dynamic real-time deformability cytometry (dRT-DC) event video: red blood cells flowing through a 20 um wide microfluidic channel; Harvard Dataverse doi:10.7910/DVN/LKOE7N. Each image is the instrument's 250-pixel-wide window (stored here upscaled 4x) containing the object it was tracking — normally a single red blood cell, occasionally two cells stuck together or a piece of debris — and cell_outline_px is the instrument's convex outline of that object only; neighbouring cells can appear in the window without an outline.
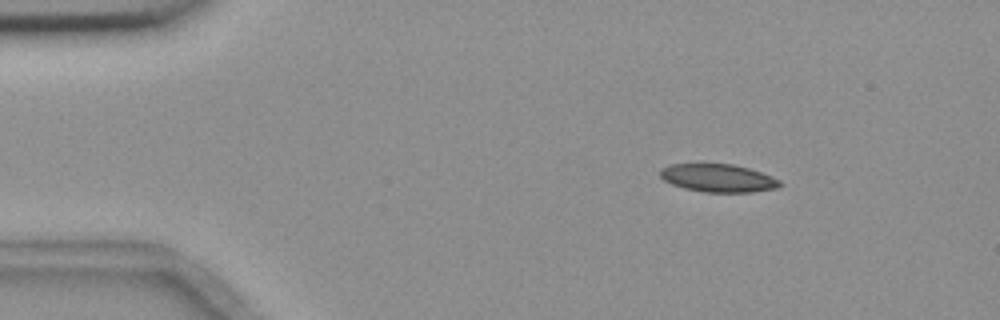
{"species": "common noctule bat (a hibernating species)", "species_latin": "Nyctalus noctula", "temperature_condition": "room temperature", "stored_images_in_passage": 5, "camera_frame_rate_fps": 3000, "um_per_image_px": 0.085, "animal": {"sex": "female", "body_mass_g": 18.4}, "frame": {"image": 1, "passage_image": 2, "time_ms": 1.333, "image_size_px": [1000, 320], "cell_outline_px": [[784, 184], [776, 188], [752, 192], [704, 192], [684, 188], [672, 184], [664, 180], [660, 176], [660, 168], [668, 164], [700, 160], [732, 164], [748, 168], [772, 176], [780, 180]], "centroid_in_image_um": [60.97, 15.07], "position_along_channel_um": 24.0, "area_um2": 20.46}}